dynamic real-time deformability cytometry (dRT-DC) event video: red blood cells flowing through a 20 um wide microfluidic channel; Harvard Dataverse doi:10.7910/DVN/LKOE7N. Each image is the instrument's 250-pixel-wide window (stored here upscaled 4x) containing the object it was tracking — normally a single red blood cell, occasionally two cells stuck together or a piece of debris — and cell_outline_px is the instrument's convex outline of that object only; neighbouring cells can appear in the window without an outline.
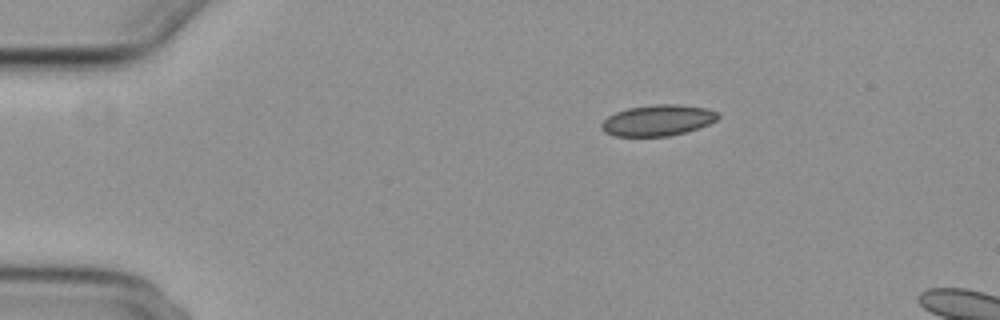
{"species": "common noctule bat (a hibernating species)", "species_latin": "Nyctalus noctula", "temperature_condition": "cold", "stored_images_in_passage": 9, "camera_frame_rate_fps": 3000, "um_per_image_px": 0.085, "animal": {"sex": "female", "body_mass_g": 29.2, "forearm_length_mm": 56.3}, "frame": {"image": 1, "passage_image": 1, "time_ms": 0.0, "image_size_px": [1000, 320], "cell_outline_px": [[720, 116], [716, 120], [708, 124], [684, 132], [668, 136], [612, 136], [604, 132], [600, 128], [600, 124], [608, 116], [616, 112], [628, 108], [656, 104], [676, 104], [704, 108], [716, 112]], "centroid_in_image_um": [55.85, 10.23], "position_along_channel_um": 29.1, "area_um2": 20.87}}